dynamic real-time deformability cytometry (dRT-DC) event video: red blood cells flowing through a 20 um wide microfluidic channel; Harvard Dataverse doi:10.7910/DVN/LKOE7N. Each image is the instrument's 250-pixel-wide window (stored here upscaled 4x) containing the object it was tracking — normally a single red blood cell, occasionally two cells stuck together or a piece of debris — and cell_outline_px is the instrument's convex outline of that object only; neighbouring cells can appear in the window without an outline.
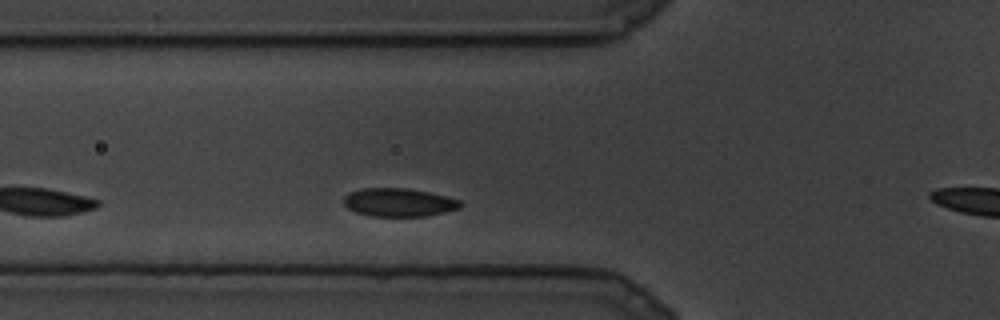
{"species": "common noctule bat (a hibernating species)", "species_latin": "Nyctalus noctula", "temperature_condition": "cold", "stored_images_in_passage": 12, "camera_frame_rate_fps": 3000, "um_per_image_px": 0.085, "animal": {"sex": "male", "body_mass_g": 19.5, "forearm_length_mm": 54.6}, "frame": {"image": 1, "passage_image": 2, "time_ms": 0.333, "image_size_px": [1000, 320], "cell_outline_px": [[460, 208], [444, 212], [424, 216], [372, 216], [356, 212], [348, 208], [344, 204], [344, 196], [348, 192], [360, 188], [408, 188], [428, 192], [460, 200]], "centroid_in_image_um": [33.85, 17.19], "position_along_channel_um": 92.0, "area_um2": 19.13}}
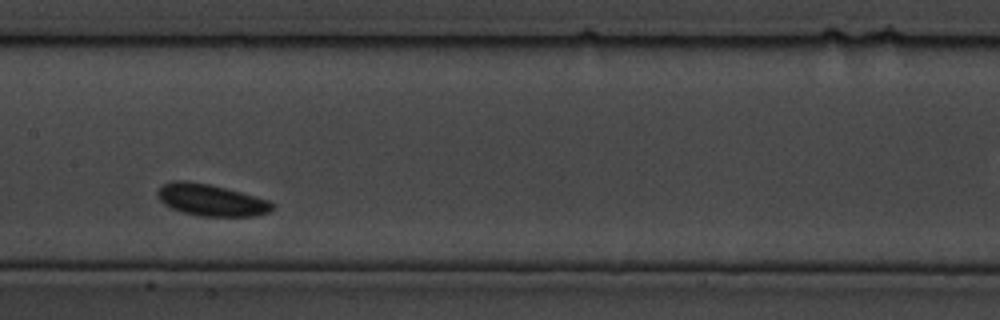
{"frame": {"image": 2, "passage_image": 6, "time_ms": 1.667, "image_size_px": [1000, 320], "cell_outline_px": [[276, 208], [268, 212], [256, 216], [200, 216], [180, 212], [164, 204], [160, 200], [156, 192], [160, 184], [172, 180], [188, 180], [208, 184], [240, 192], [268, 200], [276, 204]], "centroid_in_image_um": [17.91, 17.0], "position_along_channel_um": 189.5, "area_um2": 21.44}}
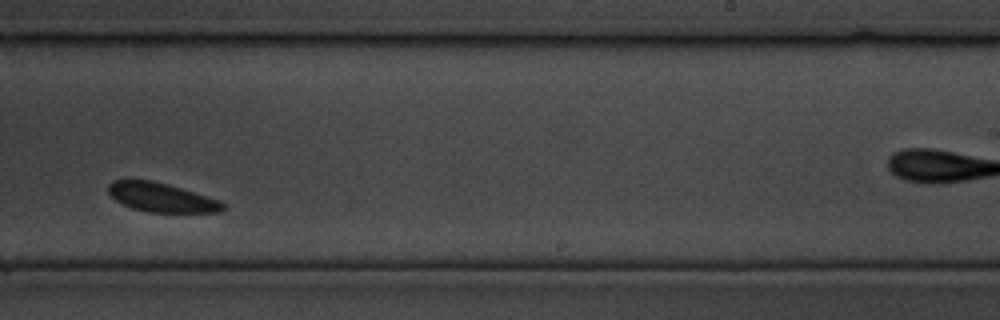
{"frame": {"image": 3, "passage_image": 10, "time_ms": 3.0, "image_size_px": [1000, 320], "cell_outline_px": [[228, 208], [220, 212], [148, 212], [132, 208], [116, 200], [108, 192], [108, 184], [112, 180], [152, 180], [168, 184], [220, 200]], "centroid_in_image_um": [13.74, 16.78], "position_along_channel_um": 275.3, "area_um2": 19.36}}